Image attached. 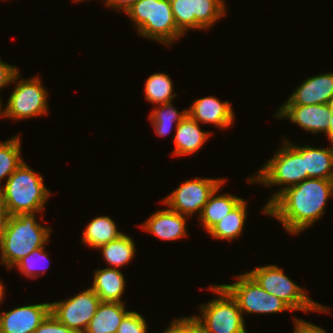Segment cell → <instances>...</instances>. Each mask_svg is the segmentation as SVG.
<instances>
[{"mask_svg":"<svg viewBox=\"0 0 333 333\" xmlns=\"http://www.w3.org/2000/svg\"><path fill=\"white\" fill-rule=\"evenodd\" d=\"M333 196V179L308 178L284 189L268 206L267 215L281 222L290 234L312 227Z\"/></svg>","mask_w":333,"mask_h":333,"instance_id":"6da1fadb","label":"cell"},{"mask_svg":"<svg viewBox=\"0 0 333 333\" xmlns=\"http://www.w3.org/2000/svg\"><path fill=\"white\" fill-rule=\"evenodd\" d=\"M36 215V213H26L9 217L0 241V262L8 269L48 242L51 229L39 224Z\"/></svg>","mask_w":333,"mask_h":333,"instance_id":"7a4b0ae2","label":"cell"},{"mask_svg":"<svg viewBox=\"0 0 333 333\" xmlns=\"http://www.w3.org/2000/svg\"><path fill=\"white\" fill-rule=\"evenodd\" d=\"M43 179L25 161L9 176L0 188V196L10 216L44 210L50 192Z\"/></svg>","mask_w":333,"mask_h":333,"instance_id":"3957f363","label":"cell"},{"mask_svg":"<svg viewBox=\"0 0 333 333\" xmlns=\"http://www.w3.org/2000/svg\"><path fill=\"white\" fill-rule=\"evenodd\" d=\"M282 148L263 165L255 177L248 178V183H262L265 186L284 185L267 201L263 213L267 214V206L286 188L299 184L308 179L305 171L304 159L302 158V146L294 145L288 140H283Z\"/></svg>","mask_w":333,"mask_h":333,"instance_id":"277c9868","label":"cell"},{"mask_svg":"<svg viewBox=\"0 0 333 333\" xmlns=\"http://www.w3.org/2000/svg\"><path fill=\"white\" fill-rule=\"evenodd\" d=\"M126 13L139 35L168 47L184 35L176 26L170 0H137Z\"/></svg>","mask_w":333,"mask_h":333,"instance_id":"5b68a950","label":"cell"},{"mask_svg":"<svg viewBox=\"0 0 333 333\" xmlns=\"http://www.w3.org/2000/svg\"><path fill=\"white\" fill-rule=\"evenodd\" d=\"M210 289L217 298L200 307L201 316H191L202 333H246L244 317L237 302L221 286L212 285Z\"/></svg>","mask_w":333,"mask_h":333,"instance_id":"8992f818","label":"cell"},{"mask_svg":"<svg viewBox=\"0 0 333 333\" xmlns=\"http://www.w3.org/2000/svg\"><path fill=\"white\" fill-rule=\"evenodd\" d=\"M247 273L269 294L286 302L293 311L329 313V307L310 299L305 292L306 289L295 284L277 265L268 264Z\"/></svg>","mask_w":333,"mask_h":333,"instance_id":"52a82bcc","label":"cell"},{"mask_svg":"<svg viewBox=\"0 0 333 333\" xmlns=\"http://www.w3.org/2000/svg\"><path fill=\"white\" fill-rule=\"evenodd\" d=\"M235 283L221 286L237 302L243 312L270 314L293 309L282 299L265 291L247 272L236 276Z\"/></svg>","mask_w":333,"mask_h":333,"instance_id":"ba28073f","label":"cell"},{"mask_svg":"<svg viewBox=\"0 0 333 333\" xmlns=\"http://www.w3.org/2000/svg\"><path fill=\"white\" fill-rule=\"evenodd\" d=\"M17 72L12 80L16 83L5 107V117L13 120L46 115L48 113V92L38 76L20 79Z\"/></svg>","mask_w":333,"mask_h":333,"instance_id":"9c48e42d","label":"cell"},{"mask_svg":"<svg viewBox=\"0 0 333 333\" xmlns=\"http://www.w3.org/2000/svg\"><path fill=\"white\" fill-rule=\"evenodd\" d=\"M174 21L183 33L206 30L226 13L224 0H170Z\"/></svg>","mask_w":333,"mask_h":333,"instance_id":"30bf717a","label":"cell"},{"mask_svg":"<svg viewBox=\"0 0 333 333\" xmlns=\"http://www.w3.org/2000/svg\"><path fill=\"white\" fill-rule=\"evenodd\" d=\"M225 179L223 178H199L186 180L176 190L172 191L165 199L163 204L169 209L185 216L191 217L194 212L199 213L208 202L209 196L218 188Z\"/></svg>","mask_w":333,"mask_h":333,"instance_id":"8fae6325","label":"cell"},{"mask_svg":"<svg viewBox=\"0 0 333 333\" xmlns=\"http://www.w3.org/2000/svg\"><path fill=\"white\" fill-rule=\"evenodd\" d=\"M100 303L97 294L88 288L74 297L50 302V312L59 322L76 333H84Z\"/></svg>","mask_w":333,"mask_h":333,"instance_id":"7c38bea8","label":"cell"},{"mask_svg":"<svg viewBox=\"0 0 333 333\" xmlns=\"http://www.w3.org/2000/svg\"><path fill=\"white\" fill-rule=\"evenodd\" d=\"M275 114L276 118L288 117L292 123L298 124L311 133H325L328 137L329 118L328 104L282 105Z\"/></svg>","mask_w":333,"mask_h":333,"instance_id":"4fadbf2b","label":"cell"},{"mask_svg":"<svg viewBox=\"0 0 333 333\" xmlns=\"http://www.w3.org/2000/svg\"><path fill=\"white\" fill-rule=\"evenodd\" d=\"M50 313V303L15 307L0 313V333H33Z\"/></svg>","mask_w":333,"mask_h":333,"instance_id":"5bb4252c","label":"cell"},{"mask_svg":"<svg viewBox=\"0 0 333 333\" xmlns=\"http://www.w3.org/2000/svg\"><path fill=\"white\" fill-rule=\"evenodd\" d=\"M333 97V73L310 77L296 88L283 105L328 104Z\"/></svg>","mask_w":333,"mask_h":333,"instance_id":"9a60e30c","label":"cell"},{"mask_svg":"<svg viewBox=\"0 0 333 333\" xmlns=\"http://www.w3.org/2000/svg\"><path fill=\"white\" fill-rule=\"evenodd\" d=\"M188 115L198 122L209 123L226 129L234 123V113L229 101H220L214 96L197 99L188 109Z\"/></svg>","mask_w":333,"mask_h":333,"instance_id":"2e32d148","label":"cell"},{"mask_svg":"<svg viewBox=\"0 0 333 333\" xmlns=\"http://www.w3.org/2000/svg\"><path fill=\"white\" fill-rule=\"evenodd\" d=\"M186 217L168 208L154 212L141 225V228L165 241L178 240L188 234L186 233Z\"/></svg>","mask_w":333,"mask_h":333,"instance_id":"e0dca14e","label":"cell"},{"mask_svg":"<svg viewBox=\"0 0 333 333\" xmlns=\"http://www.w3.org/2000/svg\"><path fill=\"white\" fill-rule=\"evenodd\" d=\"M200 124L187 115L177 126L173 138L174 156H185L196 153L208 140L209 132L202 131Z\"/></svg>","mask_w":333,"mask_h":333,"instance_id":"ac0fdd59","label":"cell"},{"mask_svg":"<svg viewBox=\"0 0 333 333\" xmlns=\"http://www.w3.org/2000/svg\"><path fill=\"white\" fill-rule=\"evenodd\" d=\"M125 277L119 269H95L94 281L90 287L100 298L101 302H120L125 290Z\"/></svg>","mask_w":333,"mask_h":333,"instance_id":"d6986e66","label":"cell"},{"mask_svg":"<svg viewBox=\"0 0 333 333\" xmlns=\"http://www.w3.org/2000/svg\"><path fill=\"white\" fill-rule=\"evenodd\" d=\"M125 303L101 302L84 333H117L125 315Z\"/></svg>","mask_w":333,"mask_h":333,"instance_id":"ffe728a7","label":"cell"},{"mask_svg":"<svg viewBox=\"0 0 333 333\" xmlns=\"http://www.w3.org/2000/svg\"><path fill=\"white\" fill-rule=\"evenodd\" d=\"M225 182L226 181L209 196L208 202L203 207L199 216V220H201L202 226H204L207 232L243 200L228 193L217 195Z\"/></svg>","mask_w":333,"mask_h":333,"instance_id":"44dd1931","label":"cell"},{"mask_svg":"<svg viewBox=\"0 0 333 333\" xmlns=\"http://www.w3.org/2000/svg\"><path fill=\"white\" fill-rule=\"evenodd\" d=\"M302 158L309 178L333 179V145L331 148L304 145Z\"/></svg>","mask_w":333,"mask_h":333,"instance_id":"7402d4cb","label":"cell"},{"mask_svg":"<svg viewBox=\"0 0 333 333\" xmlns=\"http://www.w3.org/2000/svg\"><path fill=\"white\" fill-rule=\"evenodd\" d=\"M122 234L109 216H99L91 220L82 235V244L98 249L100 246L118 239Z\"/></svg>","mask_w":333,"mask_h":333,"instance_id":"603a6c76","label":"cell"},{"mask_svg":"<svg viewBox=\"0 0 333 333\" xmlns=\"http://www.w3.org/2000/svg\"><path fill=\"white\" fill-rule=\"evenodd\" d=\"M247 202L242 200L222 220L217 222L208 233L215 239L233 240L238 238L247 219Z\"/></svg>","mask_w":333,"mask_h":333,"instance_id":"cb8c5ba5","label":"cell"},{"mask_svg":"<svg viewBox=\"0 0 333 333\" xmlns=\"http://www.w3.org/2000/svg\"><path fill=\"white\" fill-rule=\"evenodd\" d=\"M101 249L104 260L111 267L119 269L123 265L128 264L135 254V243L133 239L122 234L118 239L104 244L98 248Z\"/></svg>","mask_w":333,"mask_h":333,"instance_id":"d4e9b609","label":"cell"},{"mask_svg":"<svg viewBox=\"0 0 333 333\" xmlns=\"http://www.w3.org/2000/svg\"><path fill=\"white\" fill-rule=\"evenodd\" d=\"M144 91L146 100L156 105L171 102L176 97L173 92L172 80L165 73H154L149 76Z\"/></svg>","mask_w":333,"mask_h":333,"instance_id":"484cf974","label":"cell"},{"mask_svg":"<svg viewBox=\"0 0 333 333\" xmlns=\"http://www.w3.org/2000/svg\"><path fill=\"white\" fill-rule=\"evenodd\" d=\"M159 106L153 109L149 119L155 129V133L162 137L170 133L174 122L177 126L188 115V110L184 109L179 112L174 108L172 102L164 103Z\"/></svg>","mask_w":333,"mask_h":333,"instance_id":"4316f807","label":"cell"},{"mask_svg":"<svg viewBox=\"0 0 333 333\" xmlns=\"http://www.w3.org/2000/svg\"><path fill=\"white\" fill-rule=\"evenodd\" d=\"M21 158L20 137H12L7 141L0 142V188L2 179L9 176L23 163Z\"/></svg>","mask_w":333,"mask_h":333,"instance_id":"83f0119b","label":"cell"},{"mask_svg":"<svg viewBox=\"0 0 333 333\" xmlns=\"http://www.w3.org/2000/svg\"><path fill=\"white\" fill-rule=\"evenodd\" d=\"M45 247H40L32 252H30L27 256L20 259L15 265L16 268L20 271V273H23L28 278H36L40 277V273L43 275L45 273V270L48 269V267L44 268V270L40 271V266L43 267V262L47 263L48 261V254L45 252ZM41 262V264H40ZM38 263V264H37ZM48 266V265H47ZM40 267V268H39ZM39 270V272H38ZM38 273V274H37Z\"/></svg>","mask_w":333,"mask_h":333,"instance_id":"f1b7e54d","label":"cell"},{"mask_svg":"<svg viewBox=\"0 0 333 333\" xmlns=\"http://www.w3.org/2000/svg\"><path fill=\"white\" fill-rule=\"evenodd\" d=\"M145 319L135 311H129L118 327L117 333H147Z\"/></svg>","mask_w":333,"mask_h":333,"instance_id":"f546056e","label":"cell"},{"mask_svg":"<svg viewBox=\"0 0 333 333\" xmlns=\"http://www.w3.org/2000/svg\"><path fill=\"white\" fill-rule=\"evenodd\" d=\"M163 333H202L197 323L191 316L181 317L170 323Z\"/></svg>","mask_w":333,"mask_h":333,"instance_id":"4dcf8cb0","label":"cell"},{"mask_svg":"<svg viewBox=\"0 0 333 333\" xmlns=\"http://www.w3.org/2000/svg\"><path fill=\"white\" fill-rule=\"evenodd\" d=\"M33 333H76L59 322L50 312Z\"/></svg>","mask_w":333,"mask_h":333,"instance_id":"1f68e13d","label":"cell"},{"mask_svg":"<svg viewBox=\"0 0 333 333\" xmlns=\"http://www.w3.org/2000/svg\"><path fill=\"white\" fill-rule=\"evenodd\" d=\"M18 71L15 66L2 62L0 58V90L12 82Z\"/></svg>","mask_w":333,"mask_h":333,"instance_id":"d6a6232c","label":"cell"},{"mask_svg":"<svg viewBox=\"0 0 333 333\" xmlns=\"http://www.w3.org/2000/svg\"><path fill=\"white\" fill-rule=\"evenodd\" d=\"M294 333H327L323 328L302 319L294 318Z\"/></svg>","mask_w":333,"mask_h":333,"instance_id":"836d02e7","label":"cell"},{"mask_svg":"<svg viewBox=\"0 0 333 333\" xmlns=\"http://www.w3.org/2000/svg\"><path fill=\"white\" fill-rule=\"evenodd\" d=\"M137 0H107L106 5L112 7L115 10H123L125 13Z\"/></svg>","mask_w":333,"mask_h":333,"instance_id":"e575fe53","label":"cell"},{"mask_svg":"<svg viewBox=\"0 0 333 333\" xmlns=\"http://www.w3.org/2000/svg\"><path fill=\"white\" fill-rule=\"evenodd\" d=\"M9 217H10V214L0 196V241H1L2 235L5 231V228L7 226Z\"/></svg>","mask_w":333,"mask_h":333,"instance_id":"d590c367","label":"cell"},{"mask_svg":"<svg viewBox=\"0 0 333 333\" xmlns=\"http://www.w3.org/2000/svg\"><path fill=\"white\" fill-rule=\"evenodd\" d=\"M328 138V140L331 142V145H333V115H331L329 118Z\"/></svg>","mask_w":333,"mask_h":333,"instance_id":"8d00e7d4","label":"cell"},{"mask_svg":"<svg viewBox=\"0 0 333 333\" xmlns=\"http://www.w3.org/2000/svg\"><path fill=\"white\" fill-rule=\"evenodd\" d=\"M4 293H5V291H4V284H2V282L0 281V304H1V302H2V300H3V296H4Z\"/></svg>","mask_w":333,"mask_h":333,"instance_id":"74e56055","label":"cell"},{"mask_svg":"<svg viewBox=\"0 0 333 333\" xmlns=\"http://www.w3.org/2000/svg\"><path fill=\"white\" fill-rule=\"evenodd\" d=\"M330 114L333 115V97L328 102Z\"/></svg>","mask_w":333,"mask_h":333,"instance_id":"f35d334b","label":"cell"},{"mask_svg":"<svg viewBox=\"0 0 333 333\" xmlns=\"http://www.w3.org/2000/svg\"><path fill=\"white\" fill-rule=\"evenodd\" d=\"M2 101H1V97H0V117H5V109L4 110H1L2 108Z\"/></svg>","mask_w":333,"mask_h":333,"instance_id":"ab89813d","label":"cell"},{"mask_svg":"<svg viewBox=\"0 0 333 333\" xmlns=\"http://www.w3.org/2000/svg\"><path fill=\"white\" fill-rule=\"evenodd\" d=\"M74 1L77 3V2H79V1H85V0H74ZM86 1H87V0H86ZM104 1H105L104 3H106L107 0H104Z\"/></svg>","mask_w":333,"mask_h":333,"instance_id":"60d3db41","label":"cell"}]
</instances>
